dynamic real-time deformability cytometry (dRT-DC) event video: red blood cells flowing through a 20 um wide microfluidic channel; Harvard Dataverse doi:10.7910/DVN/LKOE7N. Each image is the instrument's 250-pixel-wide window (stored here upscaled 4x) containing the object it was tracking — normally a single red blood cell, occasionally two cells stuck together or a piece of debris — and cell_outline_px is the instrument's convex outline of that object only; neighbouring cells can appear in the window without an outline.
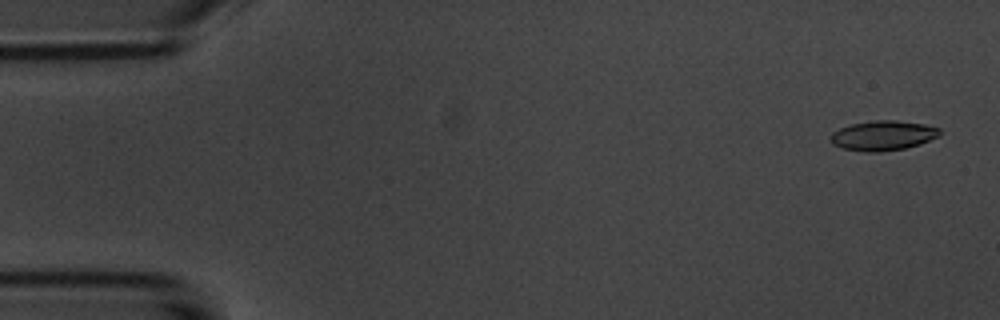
{"species": "common noctule bat (a hibernating species)", "species_latin": "Nyctalus noctula", "temperature_condition": "room temperature", "stored_images_in_passage": 54, "camera_frame_rate_fps": 3000, "um_per_image_px": 0.085, "animal": {"sex": "male", "body_mass_g": 20.1, "forearm_length_mm": 53.5}, "frame": {"image": 1, "passage_image": 2, "time_ms": 0.333, "image_size_px": [1000, 320], "cell_outline_px": [[940, 136], [920, 144], [904, 148], [880, 152], [864, 152], [844, 148], [832, 144], [832, 132], [840, 128], [852, 124], [876, 120], [896, 120], [924, 124], [940, 128]], "centroid_in_image_um": [75.09, 11.52], "position_along_channel_um": 9.9, "area_um2": 18.84}}
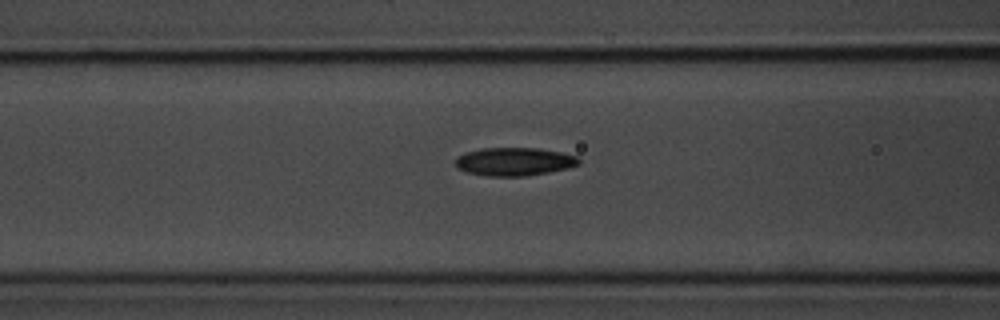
{"frame": {"image": 2, "passage_image": 21, "time_ms": 6.667, "image_size_px": [1000, 320], "cell_outline_px": [[580, 164], [568, 168], [548, 172], [524, 176], [484, 176], [468, 172], [456, 168], [456, 160], [464, 152], [484, 148], [540, 148], [560, 152], [576, 156], [580, 160]], "centroid_in_image_um": [43.72, 13.74], "position_along_channel_um": 122.9, "area_um2": 20.23}}
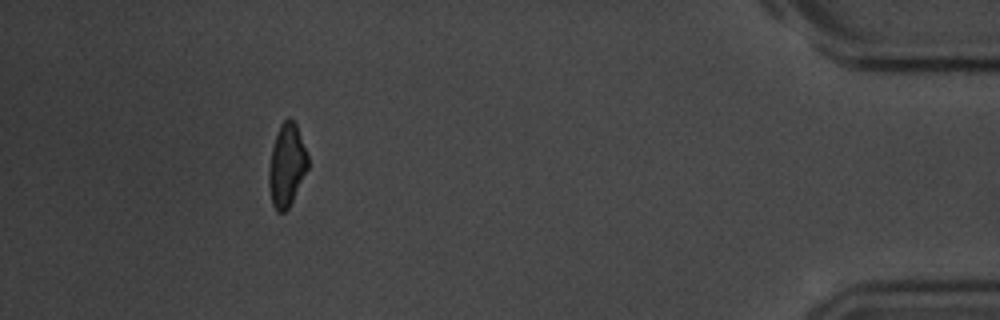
{"frame": {"image": 3, "passage_image": 49, "time_ms": 16.0, "image_size_px": [1000, 320], "cell_outline_px": [[308, 168], [288, 208], [284, 212], [276, 212], [272, 204], [268, 184], [268, 172], [272, 148], [280, 124], [288, 116], [296, 124], [308, 156]], "centroid_in_image_um": [24.36, 14.05], "position_along_channel_um": 410.8, "area_um2": 18.61}, "authors_computed_cell_mechanics": {"area_um2": 19.363, "velocity_mm_per_s": 3.7255, "shape_relaxation_time_tau1_ms": 3.0127, "shape_relaxation_time_tau2_ms": 3.2958, "deformation_change_tau1": 0.1421, "deformation_change_tau2": 0.107}}